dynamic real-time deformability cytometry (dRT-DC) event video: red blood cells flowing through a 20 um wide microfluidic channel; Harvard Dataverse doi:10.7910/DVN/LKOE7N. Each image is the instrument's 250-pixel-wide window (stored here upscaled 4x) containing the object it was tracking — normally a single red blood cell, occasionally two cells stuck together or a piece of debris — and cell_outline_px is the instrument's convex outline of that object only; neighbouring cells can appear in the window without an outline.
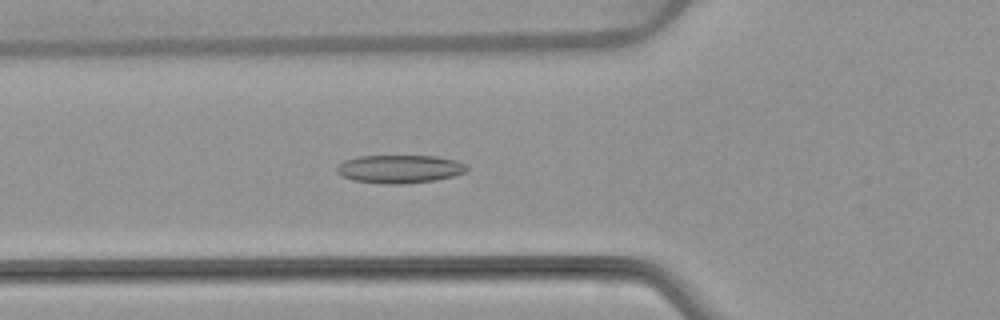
{"species": "common noctule bat (a hibernating species)", "species_latin": "Nyctalus noctula", "temperature_condition": "warm", "stored_images_in_passage": 53, "camera_frame_rate_fps": 3000, "um_per_image_px": 0.085, "animal": {"sex": "female", "body_mass_g": 22.7, "forearm_length_mm": 54.2}, "frame": {"image": 1, "passage_image": 19, "time_ms": 6.0, "image_size_px": [1000, 320], "cell_outline_px": [[468, 172], [436, 180], [404, 184], [388, 184], [352, 180], [340, 176], [336, 172], [336, 164], [344, 160], [360, 156], [436, 156], [456, 160], [468, 164]], "centroid_in_image_um": [33.97, 14.36], "position_along_channel_um": 91.8, "area_um2": 21.68}}
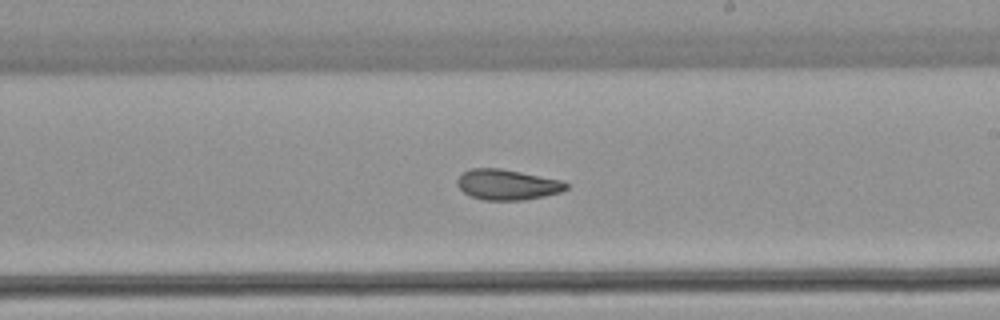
{"frame": {"image": 2, "passage_image": 31, "time_ms": 10.0, "image_size_px": [1000, 320], "cell_outline_px": [[568, 188], [560, 192], [544, 196], [524, 200], [484, 200], [472, 196], [464, 192], [456, 184], [456, 180], [464, 172], [472, 168], [500, 168], [564, 180], [568, 184]], "centroid_in_image_um": [43.15, 15.69], "position_along_channel_um": 245.9, "area_um2": 19.36}}
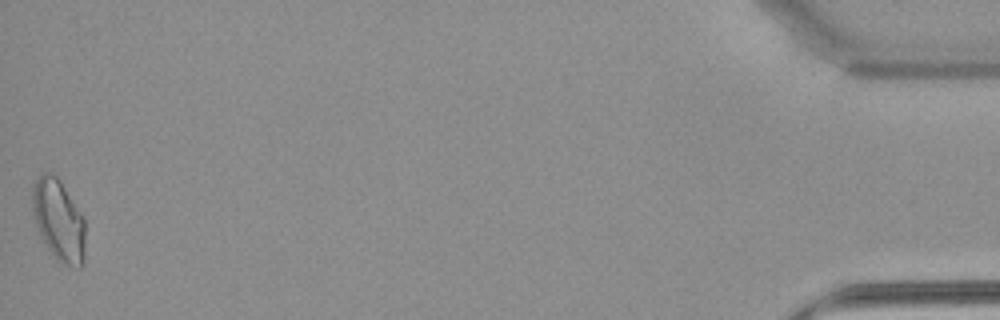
{"frame": {"image": 3, "passage_image": 53, "time_ms": 17.333, "image_size_px": [1000, 320], "cell_outline_px": [[84, 264], [80, 268], [60, 264], [56, 260], [40, 236], [32, 212], [32, 184], [40, 172], [52, 172], [60, 180], [84, 216]], "centroid_in_image_um": [4.97, 18.7], "position_along_channel_um": 430.2, "area_um2": 25.61}, "authors_computed_cell_mechanics": {"area_um2": 20.808, "velocity_mm_per_s": 3.8484, "shape_relaxation_time_tau1_ms": null, "shape_relaxation_time_tau2_ms": 3.5119, "deformation_change_tau1": null, "deformation_change_tau2": 0.1017}}